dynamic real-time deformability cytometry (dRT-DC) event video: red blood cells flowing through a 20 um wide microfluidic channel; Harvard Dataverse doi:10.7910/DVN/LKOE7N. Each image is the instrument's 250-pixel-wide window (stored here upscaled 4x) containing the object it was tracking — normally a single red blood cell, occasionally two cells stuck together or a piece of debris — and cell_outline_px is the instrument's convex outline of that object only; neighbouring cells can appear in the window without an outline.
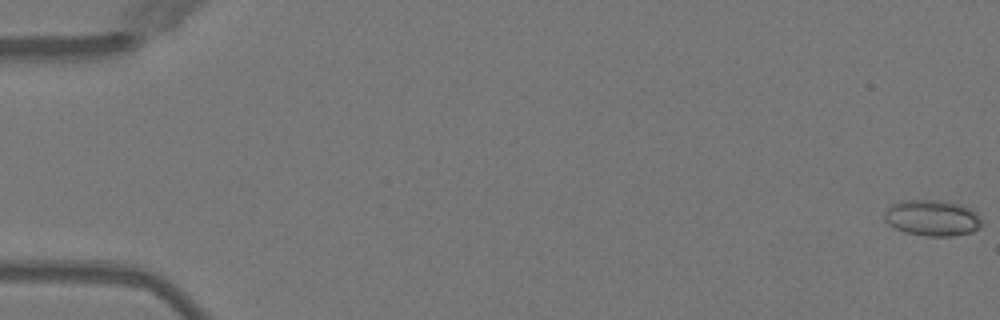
{"species": "Egyptian fruit bat (a non-hibernating species)", "species_latin": "Rousettus aegyptiacus", "temperature_condition": "warm", "stored_images_in_passage": 51, "camera_frame_rate_fps": 3000, "um_per_image_px": 0.085, "animal": {"sex": "female"}, "frame": {"image": 1, "passage_image": 1, "time_ms": 0.0, "image_size_px": [1000, 320], "cell_outline_px": [[980, 228], [972, 232], [952, 236], [924, 236], [904, 232], [888, 224], [884, 220], [884, 212], [892, 204], [908, 200], [948, 200], [960, 204], [976, 212], [980, 220]], "centroid_in_image_um": [79.23, 18.52], "position_along_channel_um": 5.8, "area_um2": 20.46}}
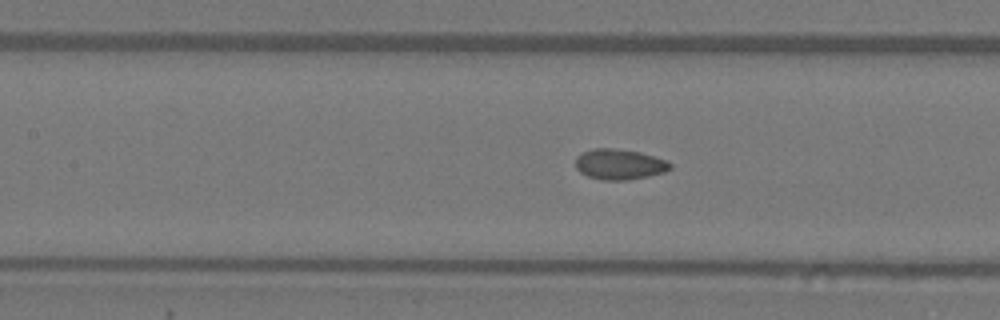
{"frame": {"image": 2, "passage_image": 24, "time_ms": 7.667, "image_size_px": [1000, 320], "cell_outline_px": [[672, 168], [664, 172], [648, 176], [628, 180], [600, 180], [588, 176], [580, 172], [576, 168], [576, 156], [580, 152], [592, 148], [612, 148], [640, 152], [668, 160], [672, 164]], "centroid_in_image_um": [52.65, 13.96], "position_along_channel_um": 154.8, "area_um2": 17.05}}
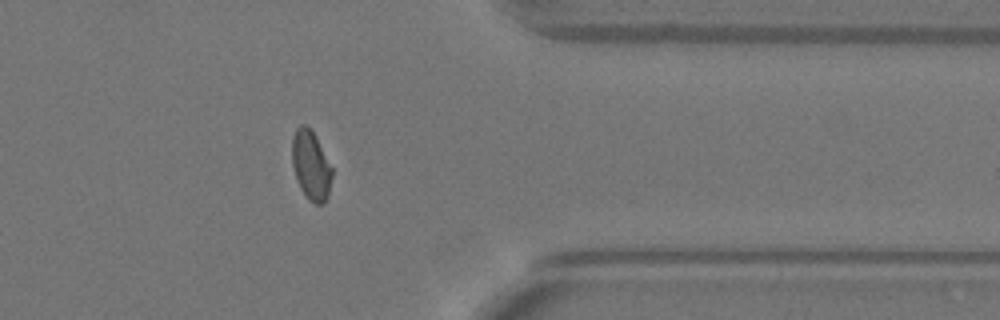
{"frame": {"image": 3, "passage_image": 42, "time_ms": 13.667, "image_size_px": [1000, 320], "cell_outline_px": [[332, 176], [328, 196], [324, 204], [316, 204], [308, 200], [300, 188], [296, 180], [292, 164], [292, 136], [296, 128], [300, 124], [304, 124], [312, 132], [332, 168]], "centroid_in_image_um": [26.41, 14.1], "position_along_channel_um": 385.0, "area_um2": 16.01}, "authors_computed_cell_mechanics": {"area_um2": 16.6464, "velocity_mm_per_s": 4.0457, "shape_relaxation_time_tau1_ms": 7.4712, "shape_relaxation_time_tau2_ms": 0.7918, "deformation_change_tau1": 0.1636, "deformation_change_tau2": 0.0425}}